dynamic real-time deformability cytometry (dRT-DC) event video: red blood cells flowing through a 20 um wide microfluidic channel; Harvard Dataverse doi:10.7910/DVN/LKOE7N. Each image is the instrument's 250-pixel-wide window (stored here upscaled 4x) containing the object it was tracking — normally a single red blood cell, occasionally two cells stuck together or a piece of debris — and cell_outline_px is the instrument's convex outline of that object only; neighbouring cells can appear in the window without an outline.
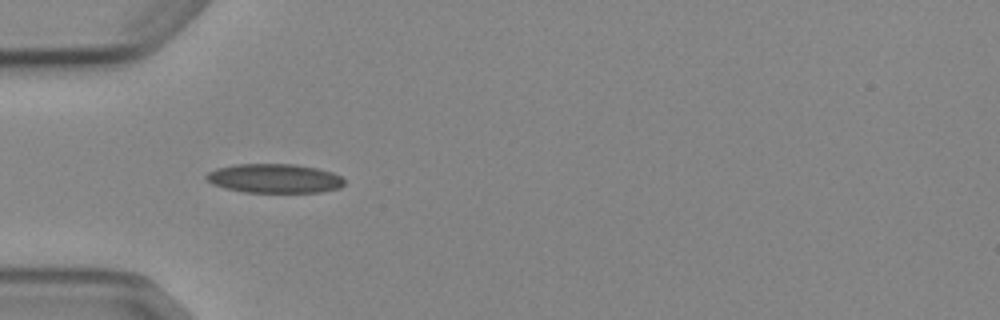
{"species": "Egyptian fruit bat (a non-hibernating species)", "species_latin": "Rousettus aegyptiacus", "temperature_condition": "cold", "stored_images_in_passage": 4, "camera_frame_rate_fps": 3000, "um_per_image_px": 0.085, "animal": {"sex": "female"}, "frame": {"image": 1, "passage_image": 3, "time_ms": 2.333, "image_size_px": [1000, 320], "cell_outline_px": [[344, 184], [340, 188], [320, 192], [244, 192], [224, 188], [212, 184], [204, 176], [208, 172], [216, 168], [236, 164], [296, 164], [316, 168], [332, 172], [340, 176], [344, 180]], "centroid_in_image_um": [23.31, 15.16], "position_along_channel_um": 61.7, "area_um2": 23.47}}
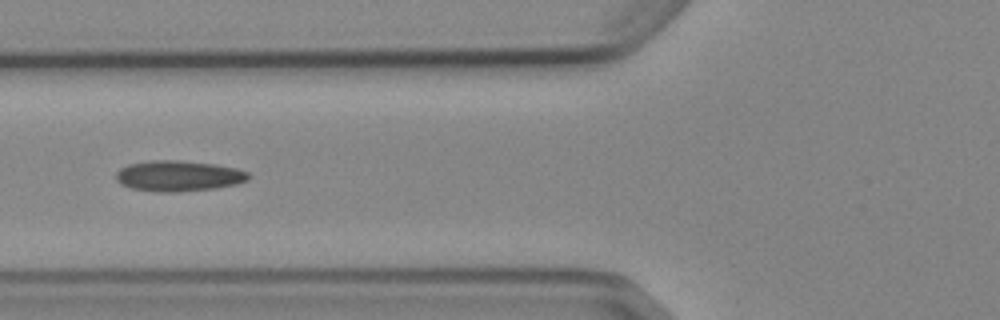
{"frame": {"image": 2, "passage_image": 4, "time_ms": 3.667, "image_size_px": [1000, 320], "cell_outline_px": [[248, 180], [236, 184], [216, 188], [176, 192], [160, 192], [132, 188], [120, 184], [116, 180], [116, 172], [120, 168], [128, 164], [152, 160], [180, 160], [212, 164], [236, 168], [248, 172]], "centroid_in_image_um": [15.14, 14.95], "position_along_channel_um": 110.7, "area_um2": 23.64}}